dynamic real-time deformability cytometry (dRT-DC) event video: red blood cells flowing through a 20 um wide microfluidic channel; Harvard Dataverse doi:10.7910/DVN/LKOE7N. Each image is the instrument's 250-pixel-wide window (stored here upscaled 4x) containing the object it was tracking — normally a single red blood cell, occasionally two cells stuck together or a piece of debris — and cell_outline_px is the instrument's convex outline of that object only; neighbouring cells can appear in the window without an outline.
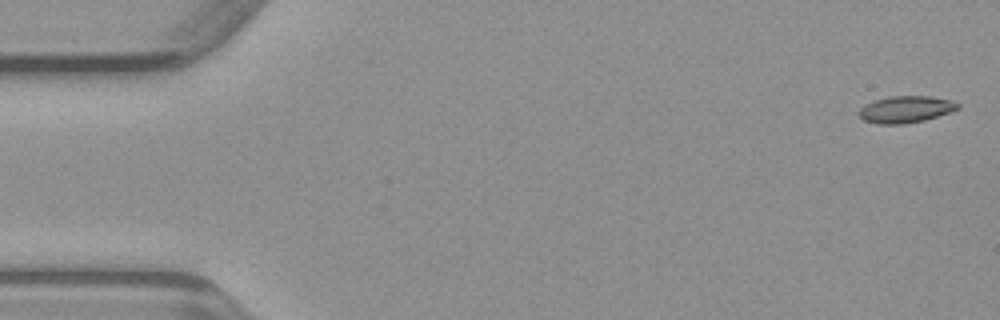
{"species": "common noctule bat (a hibernating species)", "species_latin": "Nyctalus noctula", "temperature_condition": "warm", "stored_images_in_passage": 48, "camera_frame_rate_fps": 3000, "um_per_image_px": 0.085, "animal": {"sex": "male", "body_mass_g": 23.1, "forearm_length_mm": 52.7}, "frame": {"image": 1, "passage_image": 1, "time_ms": 0.0, "image_size_px": [1000, 320], "cell_outline_px": [[960, 108], [924, 120], [904, 124], [876, 124], [864, 120], [856, 112], [864, 104], [888, 96], [932, 96], [952, 100], [960, 104]], "centroid_in_image_um": [76.96, 9.29], "position_along_channel_um": 8.0, "area_um2": 15.49}}
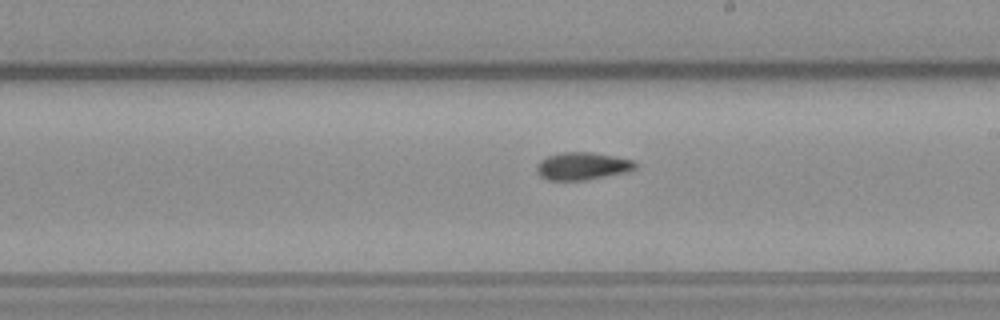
{"frame": {"image": 2, "passage_image": 27, "time_ms": 8.667, "image_size_px": [1000, 320], "cell_outline_px": [[636, 168], [628, 172], [584, 180], [548, 180], [540, 176], [536, 172], [536, 164], [540, 160], [548, 156], [564, 152], [592, 152], [632, 160], [636, 164]], "centroid_in_image_um": [49.47, 14.12], "position_along_channel_um": 239.5, "area_um2": 15.78}}
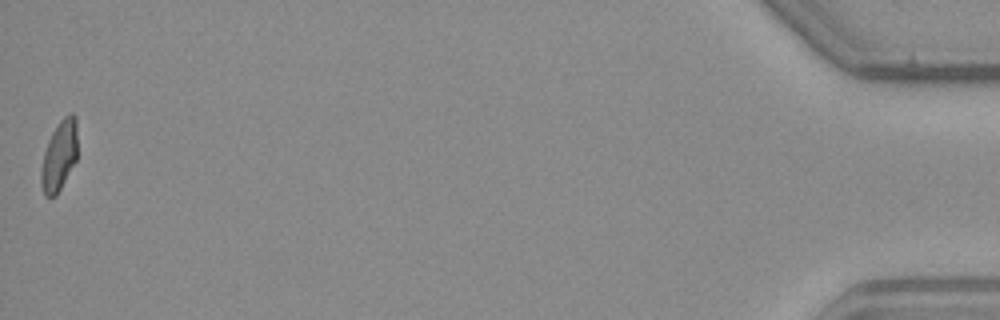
{"frame": {"image": 3, "passage_image": 48, "time_ms": 15.667, "image_size_px": [1000, 320], "cell_outline_px": [[76, 160], [56, 196], [44, 196], [40, 184], [40, 172], [44, 152], [48, 140], [52, 132], [60, 120], [68, 112], [72, 112], [76, 116]], "centroid_in_image_um": [5.01, 13.23], "position_along_channel_um": 430.2, "area_um2": 14.85}}